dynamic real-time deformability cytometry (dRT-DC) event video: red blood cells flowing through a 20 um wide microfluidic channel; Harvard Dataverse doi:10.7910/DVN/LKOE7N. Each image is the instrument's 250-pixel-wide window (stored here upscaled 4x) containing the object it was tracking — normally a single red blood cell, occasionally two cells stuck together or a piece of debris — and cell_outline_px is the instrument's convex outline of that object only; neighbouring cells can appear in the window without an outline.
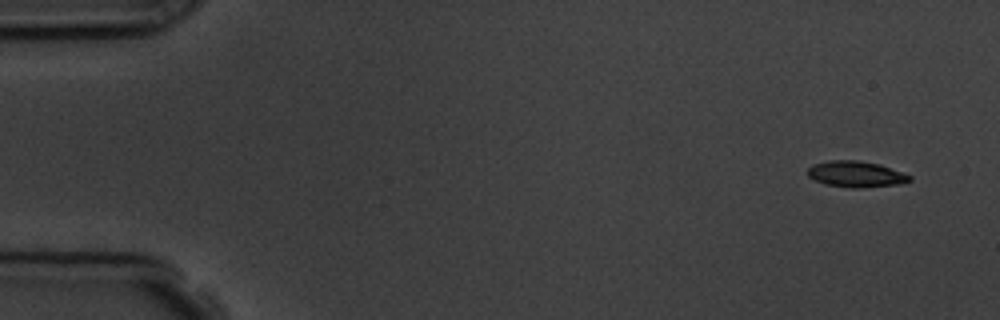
{"species": "common noctule bat (a hibernating species)", "species_latin": "Nyctalus noctula", "temperature_condition": "room temperature", "stored_images_in_passage": 7, "camera_frame_rate_fps": 3000, "um_per_image_px": 0.085, "animal": {"sex": "male", "body_mass_g": 19.5, "forearm_length_mm": 54.6}, "frame": {"image": 1, "passage_image": 1, "time_ms": 0.0, "image_size_px": [1000, 320], "cell_outline_px": [[912, 180], [900, 184], [860, 188], [852, 188], [824, 184], [808, 176], [808, 168], [812, 164], [828, 160], [856, 160], [880, 164], [912, 176]], "centroid_in_image_um": [72.75, 14.8], "position_along_channel_um": 12.2, "area_um2": 15.55}}
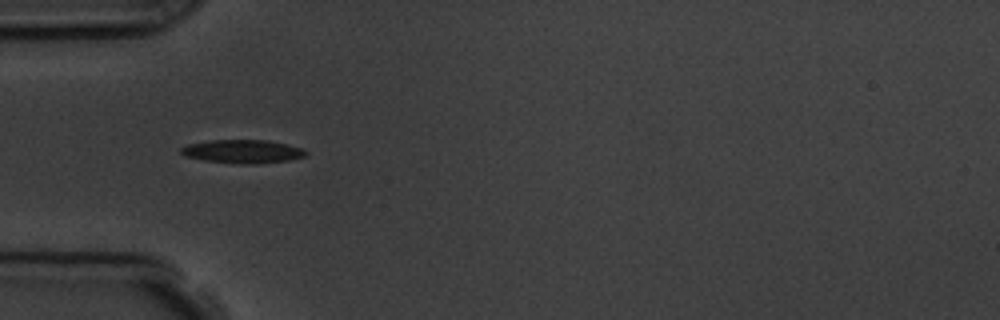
{"frame": {"image": 2, "passage_image": 5, "time_ms": 4.667, "image_size_px": [1000, 320], "cell_outline_px": [[308, 152], [304, 156], [288, 160], [256, 164], [240, 164], [204, 160], [184, 156], [180, 152], [180, 148], [188, 144], [212, 140], [268, 140], [304, 148]], "centroid_in_image_um": [20.62, 12.87], "position_along_channel_um": 64.4, "area_um2": 17.05}}